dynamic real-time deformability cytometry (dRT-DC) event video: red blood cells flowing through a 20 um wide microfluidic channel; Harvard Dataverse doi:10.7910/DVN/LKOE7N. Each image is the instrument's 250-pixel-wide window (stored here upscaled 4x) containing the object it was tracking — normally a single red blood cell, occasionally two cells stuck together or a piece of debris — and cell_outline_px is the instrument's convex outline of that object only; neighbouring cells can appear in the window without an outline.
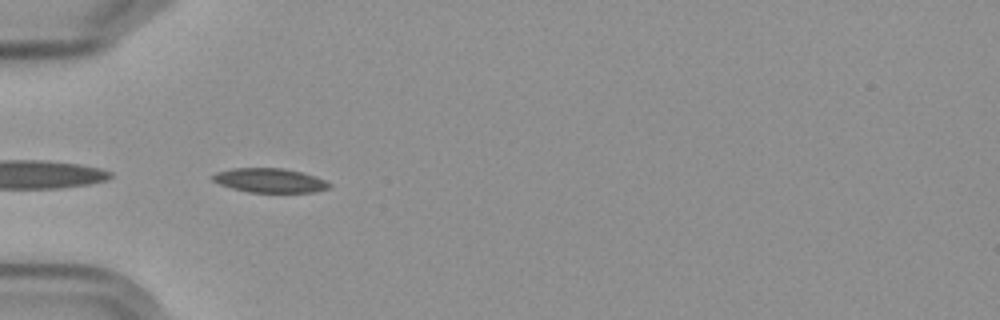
{"species": "Egyptian fruit bat (a non-hibernating species)", "species_latin": "Rousettus aegyptiacus", "temperature_condition": "cold", "stored_images_in_passage": 39, "camera_frame_rate_fps": 3000, "um_per_image_px": 0.085, "frame": {"image": 1, "passage_image": 1, "time_ms": 0.0, "image_size_px": [1000, 320], "cell_outline_px": [[332, 188], [312, 192], [248, 192], [232, 188], [220, 184], [212, 180], [212, 176], [216, 172], [232, 168], [284, 168], [316, 176], [332, 184]], "centroid_in_image_um": [22.95, 15.33], "position_along_channel_um": 62.1, "area_um2": 16.47}}
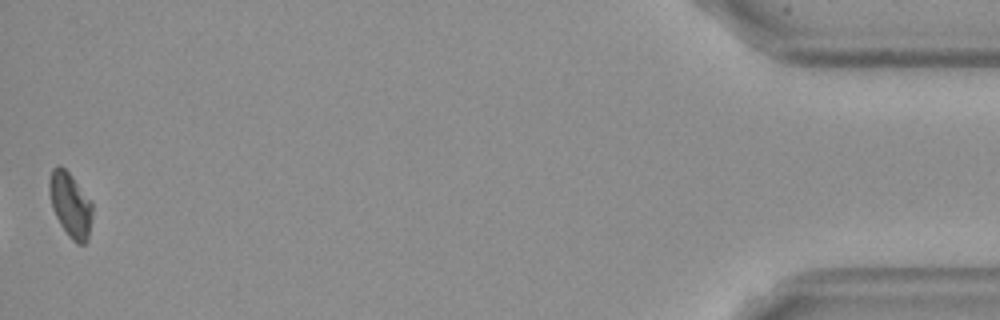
{"frame": {"image": 2, "passage_image": 39, "time_ms": 12.667, "image_size_px": [1000, 320], "cell_outline_px": [[92, 216], [88, 240], [84, 244], [76, 244], [68, 236], [60, 224], [52, 208], [48, 192], [48, 184], [52, 168], [56, 164], [60, 164], [72, 176], [92, 200]], "centroid_in_image_um": [5.98, 17.39], "position_along_channel_um": 429.2, "area_um2": 16.59}, "authors_computed_cell_mechanics": {"area_um2": 16.0684, "velocity_mm_per_s": 3.5953, "shape_relaxation_time_tau1_ms": null, "shape_relaxation_time_tau2_ms": 10.603, "deformation_change_tau1": null, "deformation_change_tau2": 0.1338}}